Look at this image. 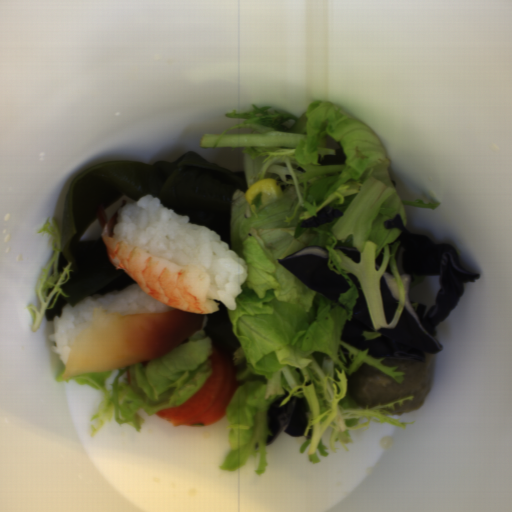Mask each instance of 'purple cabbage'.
Returning a JSON list of instances; mask_svg holds the SVG:
<instances>
[{
    "label": "purple cabbage",
    "instance_id": "purple-cabbage-1",
    "mask_svg": "<svg viewBox=\"0 0 512 512\" xmlns=\"http://www.w3.org/2000/svg\"><path fill=\"white\" fill-rule=\"evenodd\" d=\"M383 228L399 229V246L394 259L404 291L402 312L393 327L381 328L380 335L365 339V331L374 332V322L361 290L352 272L347 277L358 296L349 320H345L339 334L340 341L361 350L375 359L407 358L426 362V353L438 354L444 348L437 329L449 318L464 294L465 283H473L480 274L460 266L459 257L451 244H436L422 233L410 231L402 216L387 218ZM441 276L439 291L433 306L412 302L408 296L413 277Z\"/></svg>",
    "mask_w": 512,
    "mask_h": 512
},
{
    "label": "purple cabbage",
    "instance_id": "purple-cabbage-2",
    "mask_svg": "<svg viewBox=\"0 0 512 512\" xmlns=\"http://www.w3.org/2000/svg\"><path fill=\"white\" fill-rule=\"evenodd\" d=\"M328 251L322 246H308L282 259L278 263L310 289L338 302L340 294L350 290L349 284L327 265Z\"/></svg>",
    "mask_w": 512,
    "mask_h": 512
},
{
    "label": "purple cabbage",
    "instance_id": "purple-cabbage-3",
    "mask_svg": "<svg viewBox=\"0 0 512 512\" xmlns=\"http://www.w3.org/2000/svg\"><path fill=\"white\" fill-rule=\"evenodd\" d=\"M289 392L274 401L267 412L266 446L273 443L284 432L294 437H304L307 430L309 413L307 401L303 397H291L288 402L281 405Z\"/></svg>",
    "mask_w": 512,
    "mask_h": 512
},
{
    "label": "purple cabbage",
    "instance_id": "purple-cabbage-4",
    "mask_svg": "<svg viewBox=\"0 0 512 512\" xmlns=\"http://www.w3.org/2000/svg\"><path fill=\"white\" fill-rule=\"evenodd\" d=\"M380 299L387 324H391L399 308L398 282L388 262L385 272L379 278Z\"/></svg>",
    "mask_w": 512,
    "mask_h": 512
},
{
    "label": "purple cabbage",
    "instance_id": "purple-cabbage-5",
    "mask_svg": "<svg viewBox=\"0 0 512 512\" xmlns=\"http://www.w3.org/2000/svg\"><path fill=\"white\" fill-rule=\"evenodd\" d=\"M340 216H342V211L327 205L325 207H322L313 217L302 222L299 228H318L326 223L332 222L333 220Z\"/></svg>",
    "mask_w": 512,
    "mask_h": 512
},
{
    "label": "purple cabbage",
    "instance_id": "purple-cabbage-6",
    "mask_svg": "<svg viewBox=\"0 0 512 512\" xmlns=\"http://www.w3.org/2000/svg\"><path fill=\"white\" fill-rule=\"evenodd\" d=\"M346 158H347V156L342 148V149H336L334 155H325L318 162L321 166L345 165Z\"/></svg>",
    "mask_w": 512,
    "mask_h": 512
},
{
    "label": "purple cabbage",
    "instance_id": "purple-cabbage-7",
    "mask_svg": "<svg viewBox=\"0 0 512 512\" xmlns=\"http://www.w3.org/2000/svg\"><path fill=\"white\" fill-rule=\"evenodd\" d=\"M336 249L338 252H340L342 255H344L346 258H348L350 261H352L354 264L360 263V261H361L360 251L357 250L355 247L342 246V247H339Z\"/></svg>",
    "mask_w": 512,
    "mask_h": 512
},
{
    "label": "purple cabbage",
    "instance_id": "purple-cabbage-8",
    "mask_svg": "<svg viewBox=\"0 0 512 512\" xmlns=\"http://www.w3.org/2000/svg\"><path fill=\"white\" fill-rule=\"evenodd\" d=\"M383 260H384V249L382 248L380 250V252L378 253V255L375 257L374 259V262H375V267H374V270L377 272L378 270H380L382 264H383Z\"/></svg>",
    "mask_w": 512,
    "mask_h": 512
}]
</instances>
